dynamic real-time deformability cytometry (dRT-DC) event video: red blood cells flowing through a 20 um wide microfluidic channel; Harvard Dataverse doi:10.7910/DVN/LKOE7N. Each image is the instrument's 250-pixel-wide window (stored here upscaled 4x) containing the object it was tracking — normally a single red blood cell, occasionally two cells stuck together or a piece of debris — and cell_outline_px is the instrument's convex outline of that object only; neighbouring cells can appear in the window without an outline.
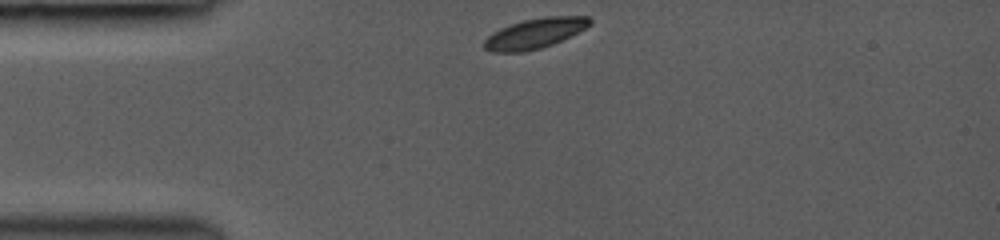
{"species": "common noctule bat (a hibernating species)", "species_latin": "Nyctalus noctula", "temperature_condition": "room temperature", "stored_images_in_passage": 8, "camera_frame_rate_fps": 3000, "um_per_image_px": 0.085, "animal": {"sex": "female", "body_mass_g": 19.0, "forearm_length_mm": 53.3}, "frame": {"image": 1, "passage_image": 1, "time_ms": 0.0, "image_size_px": [1000, 240], "cell_outline_px": [[592, 24], [552, 44], [540, 48], [524, 52], [492, 52], [484, 48], [484, 40], [492, 32], [500, 28], [524, 20], [544, 16], [588, 16], [592, 20]], "centroid_in_image_um": [45.43, 2.83], "position_along_channel_um": 39.6, "area_um2": 18.32}}
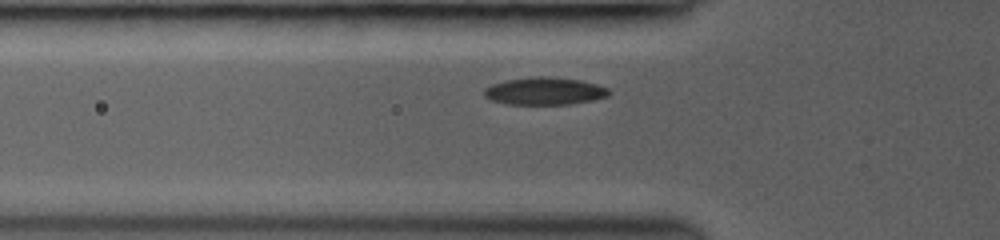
{"frame": {"image": 2, "passage_image": 5, "time_ms": 1.667, "image_size_px": [1000, 240], "cell_outline_px": [[608, 96], [592, 100], [572, 104], [508, 104], [492, 100], [484, 96], [484, 88], [492, 84], [504, 80], [532, 76], [548, 76], [580, 80], [596, 84], [608, 88]], "centroid_in_image_um": [46.26, 7.73], "position_along_channel_um": 79.5, "area_um2": 20.0}}
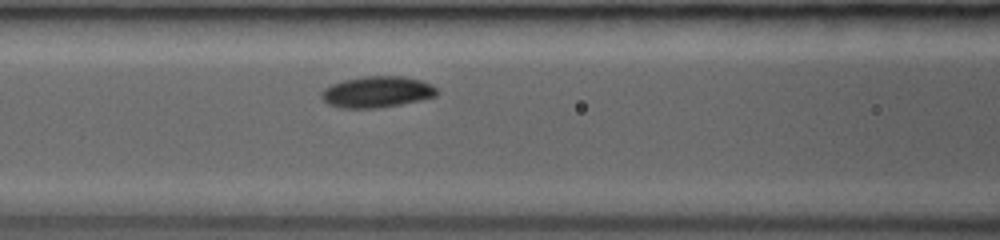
{"frame": {"image": 3, "passage_image": 8, "time_ms": 3.0, "image_size_px": [1000, 240], "cell_outline_px": [[436, 96], [420, 100], [400, 104], [376, 108], [340, 108], [328, 104], [320, 96], [320, 92], [324, 88], [332, 84], [344, 80], [368, 76], [404, 76], [420, 80], [432, 84], [436, 88]], "centroid_in_image_um": [32.02, 7.81], "position_along_channel_um": 134.6, "area_um2": 20.92}}